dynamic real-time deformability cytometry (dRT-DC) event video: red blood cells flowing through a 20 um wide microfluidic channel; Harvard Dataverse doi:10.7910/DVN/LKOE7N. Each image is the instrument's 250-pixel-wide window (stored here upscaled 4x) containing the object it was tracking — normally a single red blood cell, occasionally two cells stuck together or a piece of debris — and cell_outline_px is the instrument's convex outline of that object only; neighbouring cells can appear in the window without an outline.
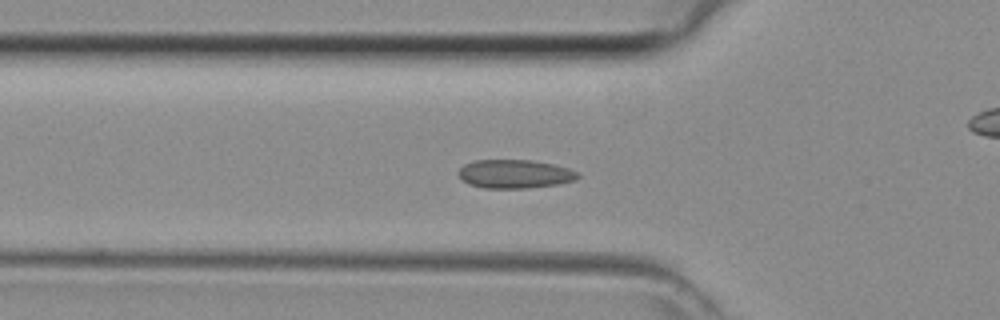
{"species": "common noctule bat (a hibernating species)", "species_latin": "Nyctalus noctula", "temperature_condition": "room temperature", "stored_images_in_passage": 44, "camera_frame_rate_fps": 3000, "um_per_image_px": 0.085, "animal": {"sex": "female", "body_mass_g": 29.2, "forearm_length_mm": 56.3}, "frame": {"image": 1, "passage_image": 14, "time_ms": 4.333, "image_size_px": [1000, 320], "cell_outline_px": [[580, 176], [576, 180], [556, 184], [528, 188], [484, 188], [468, 184], [456, 172], [464, 164], [476, 160], [532, 160], [552, 164], [568, 168], [580, 172]], "centroid_in_image_um": [43.76, 14.78], "position_along_channel_um": 82.0, "area_um2": 19.94}}
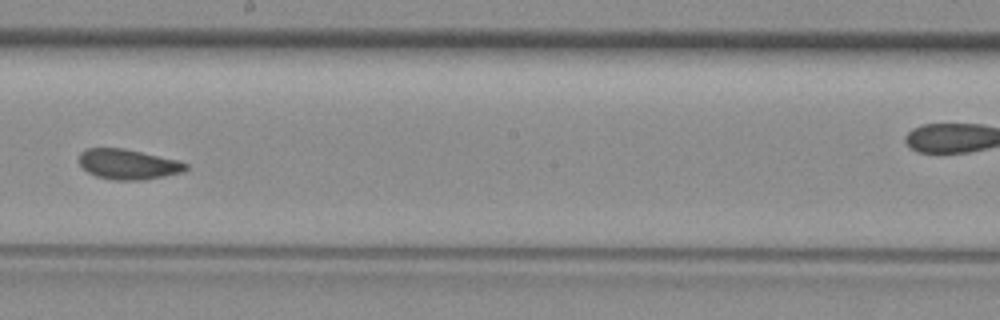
{"frame": {"image": 2, "passage_image": 24, "time_ms": 7.667, "image_size_px": [1000, 320], "cell_outline_px": [[188, 168], [184, 172], [144, 180], [112, 180], [96, 176], [88, 172], [80, 164], [80, 152], [88, 148], [124, 148], [176, 160], [188, 164]], "centroid_in_image_um": [10.9, 13.97], "position_along_channel_um": 237.3, "area_um2": 18.67}}
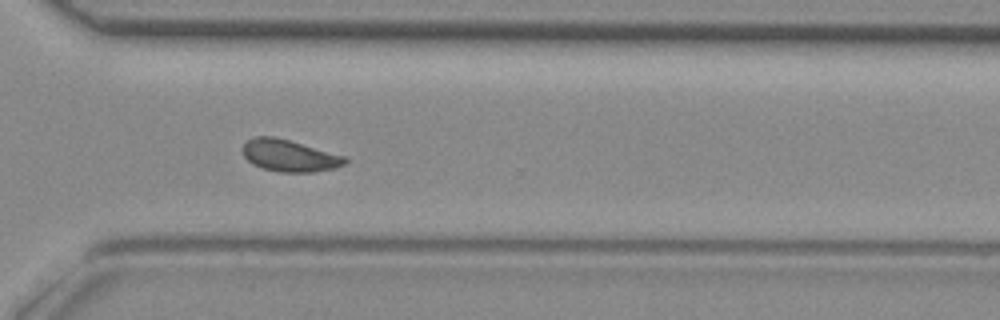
{"frame": {"image": 3, "passage_image": 31, "time_ms": 10.0, "image_size_px": [1000, 320], "cell_outline_px": [[348, 160], [344, 164], [336, 168], [312, 172], [280, 172], [260, 168], [252, 164], [244, 156], [244, 144], [248, 140], [256, 136], [272, 136], [288, 140], [348, 156]], "centroid_in_image_um": [24.64, 13.24], "position_along_channel_um": 346.0, "area_um2": 19.02}}